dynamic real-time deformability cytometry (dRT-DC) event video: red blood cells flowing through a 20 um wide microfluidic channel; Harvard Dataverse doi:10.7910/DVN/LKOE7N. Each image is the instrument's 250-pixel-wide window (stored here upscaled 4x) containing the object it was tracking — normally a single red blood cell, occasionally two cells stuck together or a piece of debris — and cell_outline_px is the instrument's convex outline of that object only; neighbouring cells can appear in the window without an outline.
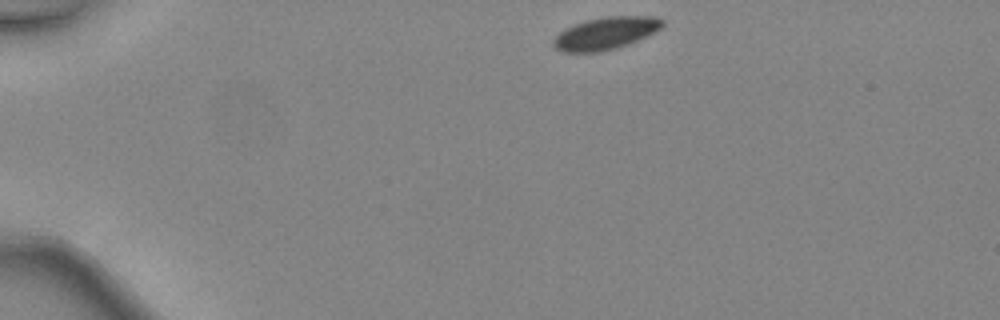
{"species": "common noctule bat (a hibernating species)", "species_latin": "Nyctalus noctula", "temperature_condition": "warm", "stored_images_in_passage": 38, "camera_frame_rate_fps": 3000, "um_per_image_px": 0.085, "animal": {"sex": "female", "body_mass_g": 24.6, "forearm_length_mm": 56.2}, "frame": {"image": 1, "passage_image": 1, "time_ms": 0.0, "image_size_px": [1000, 320], "cell_outline_px": [[664, 24], [660, 28], [628, 44], [616, 48], [600, 52], [560, 52], [552, 44], [552, 40], [564, 28], [588, 20], [608, 16], [656, 16], [664, 20]], "centroid_in_image_um": [51.45, 2.83], "position_along_channel_um": 33.6, "area_um2": 20.35}}
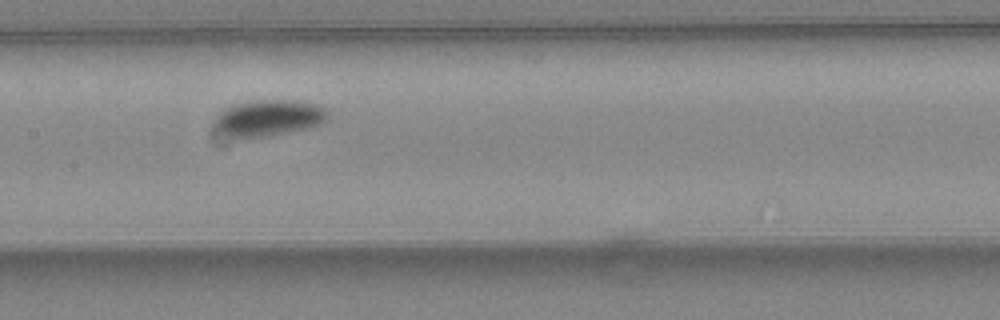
{"frame": {"image": 2, "passage_image": 16, "time_ms": 5.0, "image_size_px": [1000, 320], "cell_outline_px": [[328, 120], [320, 124], [308, 128], [292, 132], [268, 136], [240, 140], [236, 140], [212, 128], [212, 120], [224, 108], [236, 104], [260, 100], [284, 100], [316, 104], [324, 108], [328, 112]], "centroid_in_image_um": [22.75, 10.07], "position_along_channel_um": 184.6, "area_um2": 24.45}}
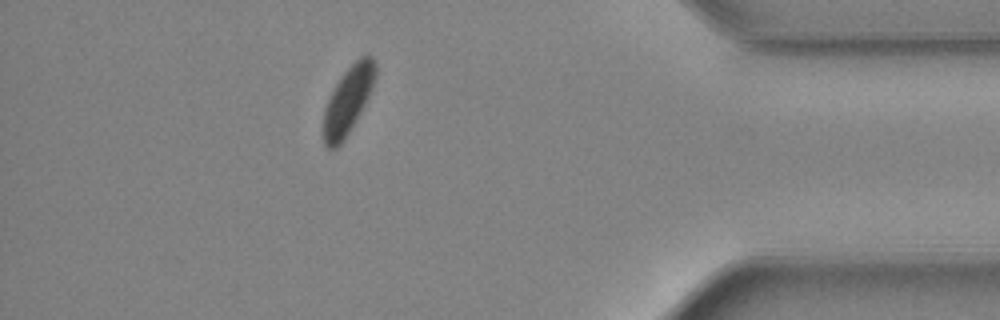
{"frame": {"image": 3, "passage_image": 33, "time_ms": 10.667, "image_size_px": [1000, 320], "cell_outline_px": [[376, 76], [368, 96], [356, 120], [344, 140], [336, 148], [328, 148], [324, 144], [324, 108], [328, 96], [340, 76], [360, 56], [368, 52], [376, 60]], "centroid_in_image_um": [29.58, 8.47], "position_along_channel_um": 405.6, "area_um2": 20.4}, "authors_computed_cell_mechanics": {"area_um2": 22.1663, "velocity_mm_per_s": 4.5221, "shape_relaxation_time_tau1_ms": 5.7767, "shape_relaxation_time_tau2_ms": null, "deformation_change_tau1": 0.0897, "deformation_change_tau2": null}}